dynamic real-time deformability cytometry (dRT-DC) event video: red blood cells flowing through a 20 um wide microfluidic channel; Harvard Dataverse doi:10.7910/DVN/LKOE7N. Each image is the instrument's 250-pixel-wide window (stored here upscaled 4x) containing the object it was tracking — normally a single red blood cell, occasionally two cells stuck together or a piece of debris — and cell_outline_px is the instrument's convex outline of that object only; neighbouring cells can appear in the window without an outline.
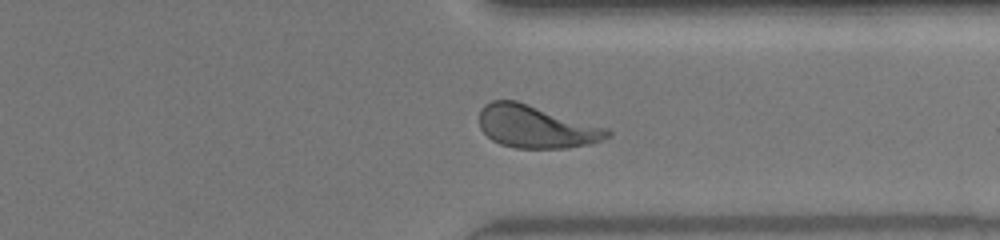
{"species": "human", "species_latin": "Homo sapiens", "temperature_condition": "warm", "stored_images_in_passage": 49, "camera_frame_rate_fps": 3000, "um_per_image_px": 0.085, "donor": {"sex": "female"}, "frame": {"image": 1, "passage_image": 38, "time_ms": 12.333, "image_size_px": [1000, 240], "cell_outline_px": [[612, 132], [604, 140], [592, 144], [568, 148], [516, 148], [500, 144], [492, 140], [480, 128], [480, 108], [484, 104], [492, 100], [516, 100], [608, 128]], "centroid_in_image_um": [45.58, 10.77], "position_along_channel_um": 365.8, "area_um2": 31.96}}
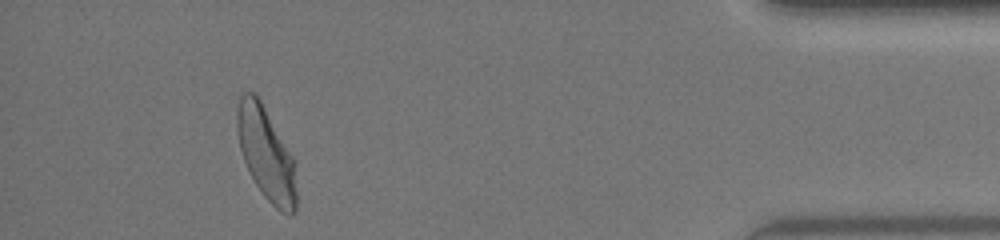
{"frame": {"image": 2, "passage_image": 45, "time_ms": 14.667, "image_size_px": [1000, 240], "cell_outline_px": [[296, 212], [292, 216], [288, 216], [280, 212], [264, 196], [256, 184], [244, 160], [240, 148], [236, 128], [236, 112], [240, 96], [244, 92], [256, 92], [292, 156], [296, 192]], "centroid_in_image_um": [22.6, 13.07], "position_along_channel_um": 412.6, "area_um2": 31.73}}